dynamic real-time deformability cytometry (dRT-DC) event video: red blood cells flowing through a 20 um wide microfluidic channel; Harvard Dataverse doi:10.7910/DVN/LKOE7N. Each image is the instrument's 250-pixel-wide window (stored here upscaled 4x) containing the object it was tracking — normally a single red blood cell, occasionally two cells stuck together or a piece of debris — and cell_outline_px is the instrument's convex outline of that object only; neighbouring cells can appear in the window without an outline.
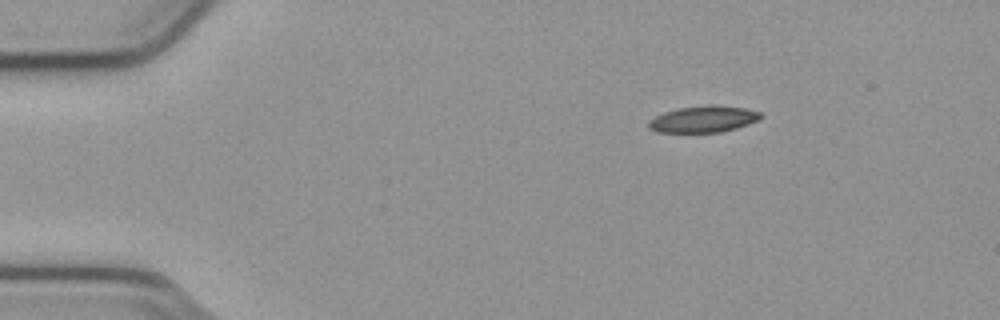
{"species": "common noctule bat (a hibernating species)", "species_latin": "Nyctalus noctula", "temperature_condition": "cold", "stored_images_in_passage": 47, "camera_frame_rate_fps": 3000, "um_per_image_px": 0.085, "animal": {"sex": "male", "body_mass_g": 23.1, "forearm_length_mm": 52.7}, "frame": {"image": 1, "passage_image": 1, "time_ms": 0.0, "image_size_px": [1000, 320], "cell_outline_px": [[764, 116], [748, 124], [736, 128], [720, 132], [660, 132], [648, 128], [648, 120], [664, 112], [676, 108], [708, 104], [716, 104], [744, 108], [760, 112]], "centroid_in_image_um": [59.78, 10.11], "position_along_channel_um": 25.2, "area_um2": 17.4}}
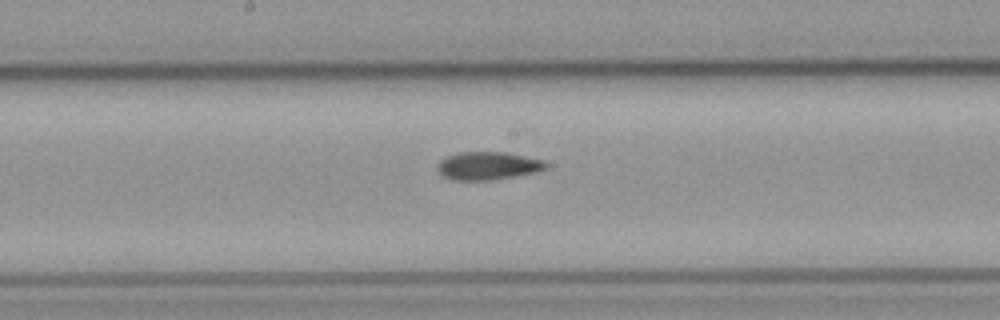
{"frame": {"image": 2, "passage_image": 21, "time_ms": 6.667, "image_size_px": [1000, 320], "cell_outline_px": [[548, 164], [544, 168], [536, 172], [492, 180], [452, 180], [440, 176], [436, 168], [436, 164], [440, 160], [448, 156], [460, 152], [504, 152], [544, 160]], "centroid_in_image_um": [41.4, 14.1], "position_along_channel_um": 206.8, "area_um2": 17.74}}
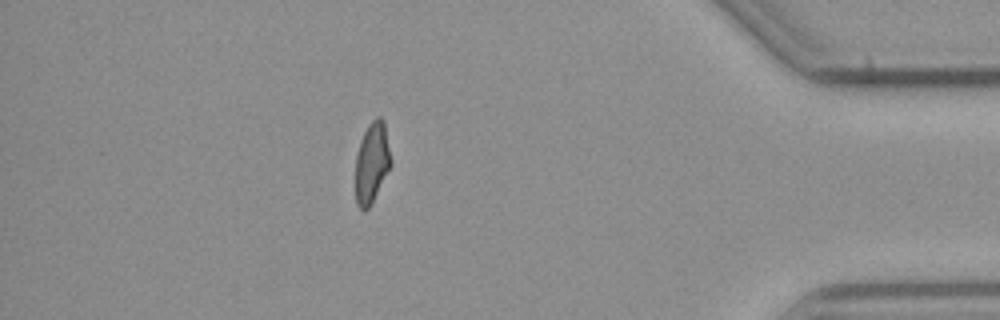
{"frame": {"image": 3, "passage_image": 40, "time_ms": 13.0, "image_size_px": [1000, 320], "cell_outline_px": [[392, 164], [372, 204], [368, 208], [360, 208], [356, 204], [356, 156], [360, 140], [368, 124], [376, 116], [380, 116], [384, 120], [392, 160]], "centroid_in_image_um": [31.63, 13.79], "position_along_channel_um": 403.6, "area_um2": 16.82}, "authors_computed_cell_mechanics": {"area_um2": 17.5134, "velocity_mm_per_s": 3.82, "shape_relaxation_time_tau1_ms": null, "shape_relaxation_time_tau2_ms": 2.9048, "deformation_change_tau1": null, "deformation_change_tau2": 0.0865}}